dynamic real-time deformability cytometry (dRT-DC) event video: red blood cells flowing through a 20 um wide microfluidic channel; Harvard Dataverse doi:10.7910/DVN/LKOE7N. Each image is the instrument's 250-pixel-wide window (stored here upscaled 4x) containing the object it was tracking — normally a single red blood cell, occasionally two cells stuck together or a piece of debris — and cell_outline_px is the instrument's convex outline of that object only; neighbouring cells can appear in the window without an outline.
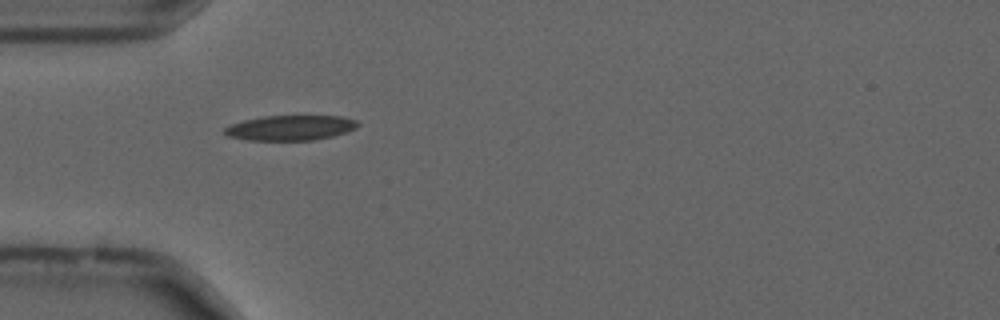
{"species": "common noctule bat (a hibernating species)", "species_latin": "Nyctalus noctula", "temperature_condition": "cold", "stored_images_in_passage": 37, "camera_frame_rate_fps": 3000, "um_per_image_px": 0.085, "animal": {"sex": "male", "forearm_length_mm": 52.5}, "frame": {"image": 1, "passage_image": 2, "time_ms": 0.333, "image_size_px": [1000, 320], "cell_outline_px": [[360, 124], [356, 128], [332, 136], [312, 140], [248, 140], [228, 136], [224, 132], [224, 128], [232, 124], [244, 120], [264, 116], [340, 116], [356, 120]], "centroid_in_image_um": [24.68, 10.86], "position_along_channel_um": 60.3, "area_um2": 19.25}}
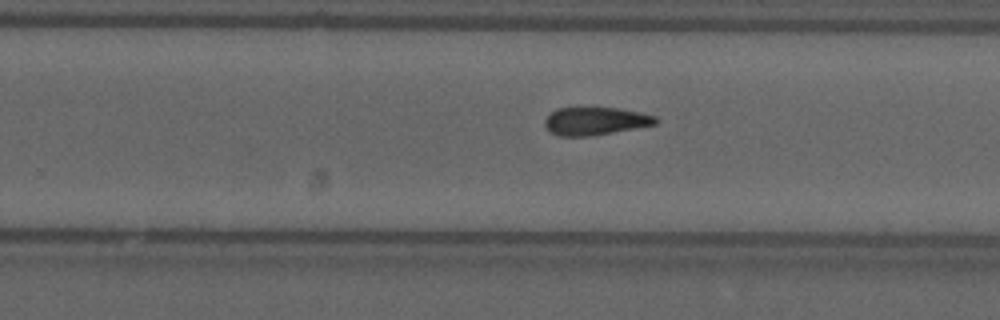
{"frame": {"image": 2, "passage_image": 20, "time_ms": 6.333, "image_size_px": [1000, 320], "cell_outline_px": [[660, 120], [656, 124], [592, 136], [556, 136], [548, 132], [544, 124], [544, 120], [556, 108], [588, 104], [620, 108], [640, 112], [656, 116]], "centroid_in_image_um": [50.56, 10.24], "position_along_channel_um": 279.2, "area_um2": 19.07}}
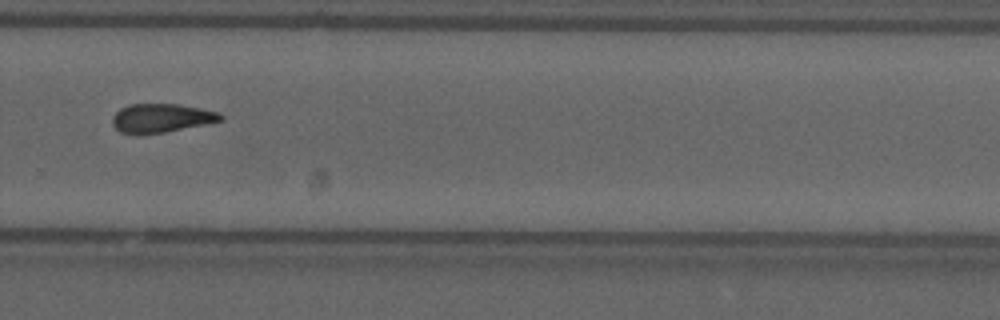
{"frame": {"image": 3, "passage_image": 23, "time_ms": 7.333, "image_size_px": [1000, 320], "cell_outline_px": [[224, 120], [208, 124], [164, 132], [140, 136], [136, 136], [120, 132], [112, 124], [112, 116], [120, 108], [132, 104], [176, 104], [200, 108], [220, 112], [224, 116]], "centroid_in_image_um": [13.71, 10.06], "position_along_channel_um": 316.1, "area_um2": 18.55}, "authors_computed_cell_mechanics": {"area_um2": 18.6116, "velocity_mm_per_s": 3.6984, "shape_relaxation_time_tau1_ms": null, "shape_relaxation_time_tau2_ms": 4.8406, "deformation_change_tau1": null, "deformation_change_tau2": 0.1394}}